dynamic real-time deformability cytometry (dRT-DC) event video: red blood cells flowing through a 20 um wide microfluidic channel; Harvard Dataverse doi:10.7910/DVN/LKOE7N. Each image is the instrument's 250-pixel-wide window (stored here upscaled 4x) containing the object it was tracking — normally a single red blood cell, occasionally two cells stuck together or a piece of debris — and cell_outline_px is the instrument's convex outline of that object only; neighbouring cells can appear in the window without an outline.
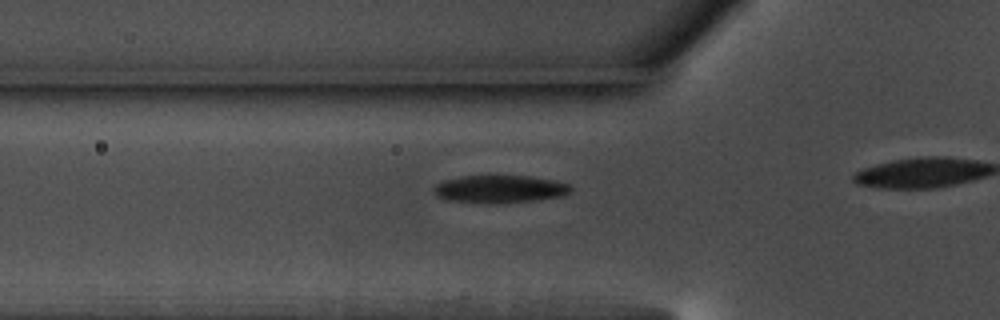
{"species": "common noctule bat (a hibernating species)", "species_latin": "Nyctalus noctula", "temperature_condition": "warm", "stored_images_in_passage": 13, "camera_frame_rate_fps": 3000, "um_per_image_px": 0.085, "animal": {"sex": "male", "body_mass_g": 17.5, "forearm_length_mm": 52.3}, "frame": {"image": 1, "passage_image": 8, "time_ms": 2.333, "image_size_px": [1000, 320], "cell_outline_px": [[572, 192], [564, 196], [536, 200], [448, 200], [440, 196], [436, 192], [436, 184], [444, 180], [460, 176], [528, 176], [556, 180], [568, 184], [572, 188]], "centroid_in_image_um": [42.61, 16.01], "position_along_channel_um": 83.2, "area_um2": 20.75}}
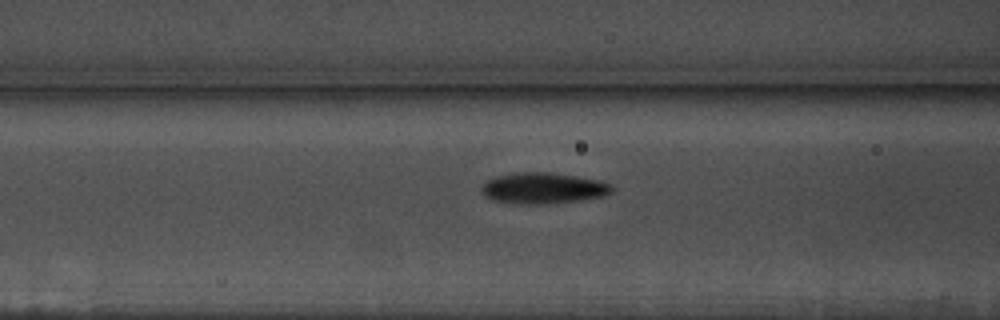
{"frame": {"image": 2, "passage_image": 11, "time_ms": 3.333, "image_size_px": [1000, 320], "cell_outline_px": [[616, 188], [612, 192], [604, 196], [580, 200], [544, 204], [516, 204], [492, 200], [484, 196], [480, 188], [484, 180], [496, 176], [516, 172], [548, 172], [576, 176], [600, 180], [612, 184]], "centroid_in_image_um": [46.16, 15.99], "position_along_channel_um": 120.4, "area_um2": 23.99}}